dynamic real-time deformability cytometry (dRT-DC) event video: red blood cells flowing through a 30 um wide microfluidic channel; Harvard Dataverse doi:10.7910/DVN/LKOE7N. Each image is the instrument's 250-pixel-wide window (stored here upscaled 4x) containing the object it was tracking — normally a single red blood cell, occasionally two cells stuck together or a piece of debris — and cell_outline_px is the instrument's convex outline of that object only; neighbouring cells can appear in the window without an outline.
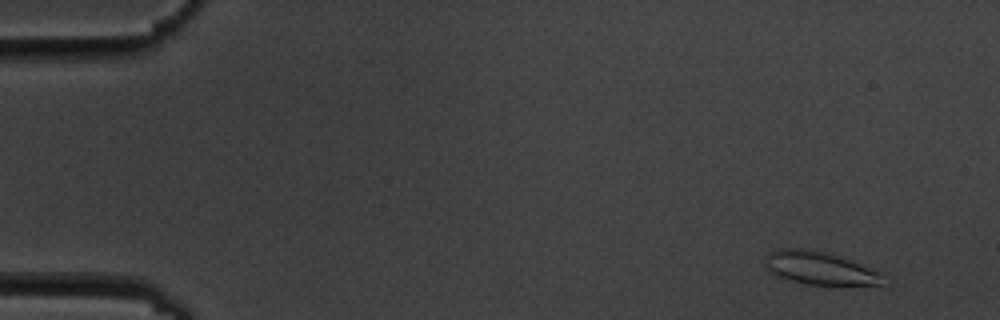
{"species": "common noctule bat (a hibernating species)", "species_latin": "Nyctalus noctula", "temperature_condition": "cold", "stored_images_in_passage": 5, "camera_frame_rate_fps": 3000, "um_per_image_px": 0.085, "animal": {"sex": "male", "body_mass_g": 19.5, "forearm_length_mm": 54.6}, "frame": {"image": 1, "passage_image": 1, "time_ms": 0.0, "image_size_px": [1000, 320], "cell_outline_px": [[880, 284], [840, 288], [808, 284], [776, 276], [764, 264], [764, 256], [768, 252], [776, 248], [812, 248], [860, 264], [880, 272]], "centroid_in_image_um": [69.62, 22.81], "position_along_channel_um": 15.4, "area_um2": 23.12}}
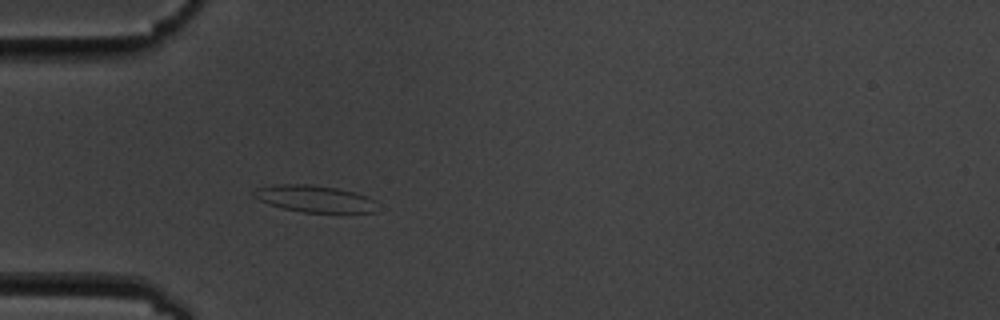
{"frame": {"image": 2, "passage_image": 5, "time_ms": 4.333, "image_size_px": [1000, 320], "cell_outline_px": [[376, 212], [304, 212], [284, 208], [268, 204], [252, 196], [252, 192], [256, 188], [272, 184], [312, 184], [336, 188], [356, 192], [368, 196], [376, 200]], "centroid_in_image_um": [26.73, 16.87], "position_along_channel_um": 58.3, "area_um2": 19.42}}